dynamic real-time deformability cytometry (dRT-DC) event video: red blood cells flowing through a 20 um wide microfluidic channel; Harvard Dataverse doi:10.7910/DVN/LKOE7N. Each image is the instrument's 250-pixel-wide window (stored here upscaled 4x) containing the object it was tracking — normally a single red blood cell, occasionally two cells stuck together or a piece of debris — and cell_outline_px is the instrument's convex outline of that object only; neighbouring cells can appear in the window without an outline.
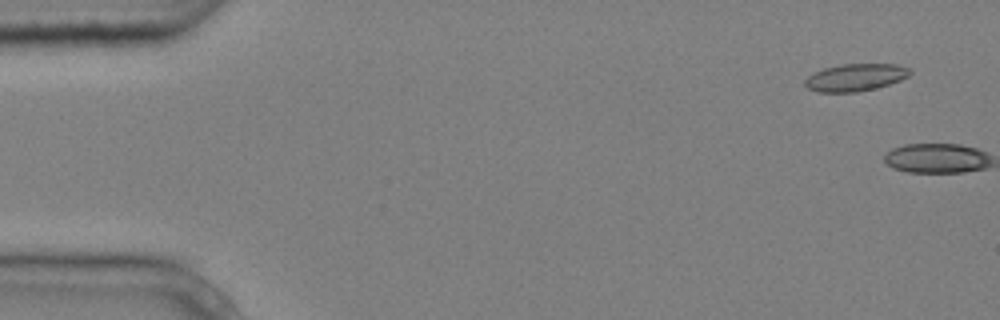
{"species": "common noctule bat (a hibernating species)", "species_latin": "Nyctalus noctula", "temperature_condition": "cold", "stored_images_in_passage": 2, "camera_frame_rate_fps": 3000, "um_per_image_px": 0.085, "animal": {"sex": "male", "body_mass_g": 20.4}, "frame": {"image": 1, "passage_image": 1, "time_ms": 0.0, "image_size_px": [1000, 320], "cell_outline_px": [[912, 72], [908, 76], [900, 80], [876, 88], [856, 92], [820, 92], [808, 88], [804, 84], [804, 80], [808, 76], [824, 68], [840, 64], [896, 64], [908, 68]], "centroid_in_image_um": [72.7, 6.58], "position_along_channel_um": 12.3, "area_um2": 16.59}}